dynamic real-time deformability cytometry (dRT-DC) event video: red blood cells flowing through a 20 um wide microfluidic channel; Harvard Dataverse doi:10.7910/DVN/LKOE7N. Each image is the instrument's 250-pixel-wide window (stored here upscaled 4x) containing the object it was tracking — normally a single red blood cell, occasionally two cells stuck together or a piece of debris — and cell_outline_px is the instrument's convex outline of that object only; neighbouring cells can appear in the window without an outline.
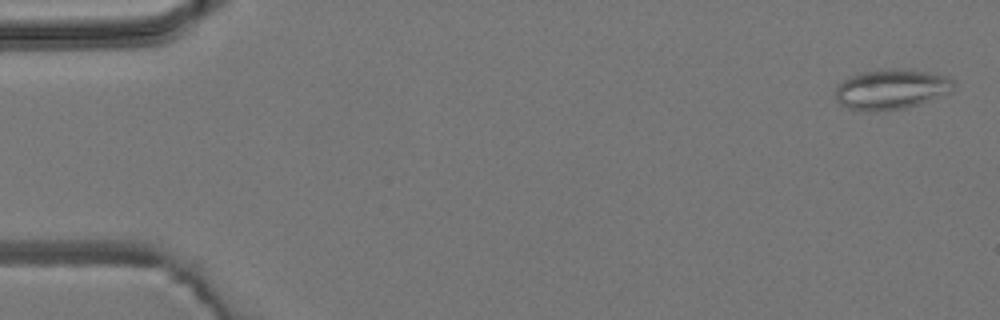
{"species": "common noctule bat (a hibernating species)", "species_latin": "Nyctalus noctula", "temperature_condition": "room temperature", "stored_images_in_passage": 4, "camera_frame_rate_fps": 3000, "um_per_image_px": 0.085, "animal": {"sex": "male", "body_mass_g": 19.2, "forearm_length_mm": 51.8}, "frame": {"image": 1, "passage_image": 1, "time_ms": 0.0, "image_size_px": [1000, 320], "cell_outline_px": [[956, 88], [952, 92], [904, 108], [876, 112], [848, 108], [840, 104], [836, 100], [836, 84], [848, 76], [860, 72], [888, 68], [912, 68], [948, 76], [956, 84]], "centroid_in_image_um": [75.76, 7.55], "position_along_channel_um": 9.2, "area_um2": 28.21}}